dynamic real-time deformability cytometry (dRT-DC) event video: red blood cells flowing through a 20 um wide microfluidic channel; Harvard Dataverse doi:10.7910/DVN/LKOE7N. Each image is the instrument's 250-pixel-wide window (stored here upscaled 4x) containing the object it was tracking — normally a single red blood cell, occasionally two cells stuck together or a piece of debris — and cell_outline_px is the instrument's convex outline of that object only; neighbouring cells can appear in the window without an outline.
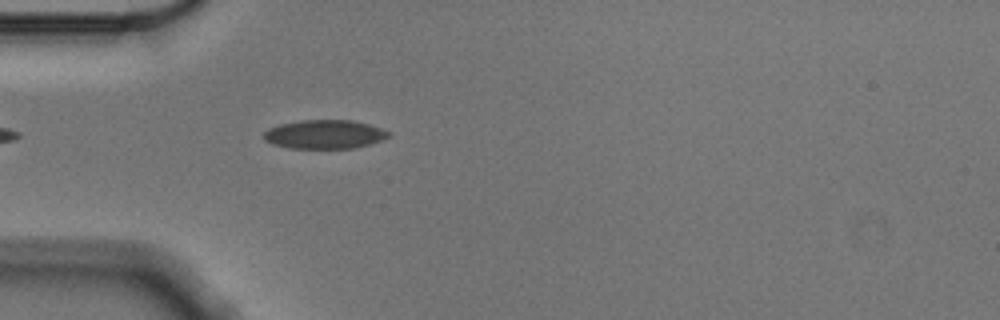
{"species": "Egyptian fruit bat (a non-hibernating species)", "species_latin": "Rousettus aegyptiacus", "temperature_condition": "cold", "stored_images_in_passage": 42, "camera_frame_rate_fps": 3000, "um_per_image_px": 0.085, "animal": {"sex": "male"}, "frame": {"image": 1, "passage_image": 2, "time_ms": 0.333, "image_size_px": [1000, 320], "cell_outline_px": [[392, 136], [368, 144], [352, 148], [288, 148], [272, 144], [264, 140], [264, 132], [268, 128], [280, 124], [300, 120], [352, 120], [368, 124], [392, 132]], "centroid_in_image_um": [27.58, 11.41], "position_along_channel_um": 57.4, "area_um2": 20.98}}
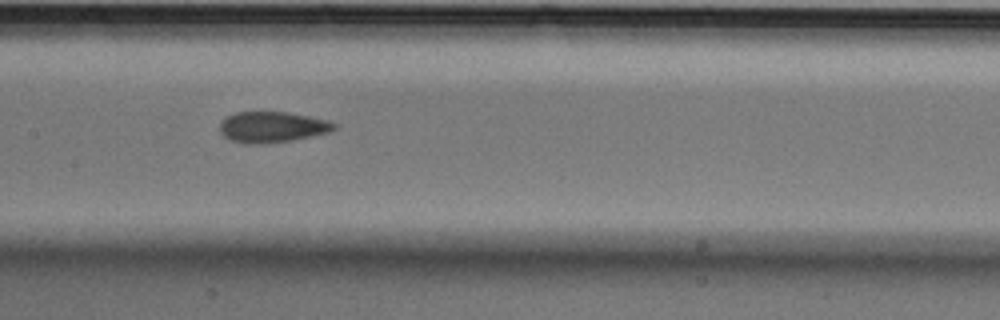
{"frame": {"image": 2, "passage_image": 13, "time_ms": 4.0, "image_size_px": [1000, 320], "cell_outline_px": [[336, 128], [328, 132], [292, 140], [268, 144], [244, 144], [232, 140], [224, 136], [220, 132], [220, 124], [228, 116], [236, 112], [288, 112], [328, 120], [336, 124]], "centroid_in_image_um": [23.13, 10.81], "position_along_channel_um": 184.3, "area_um2": 20.46}}
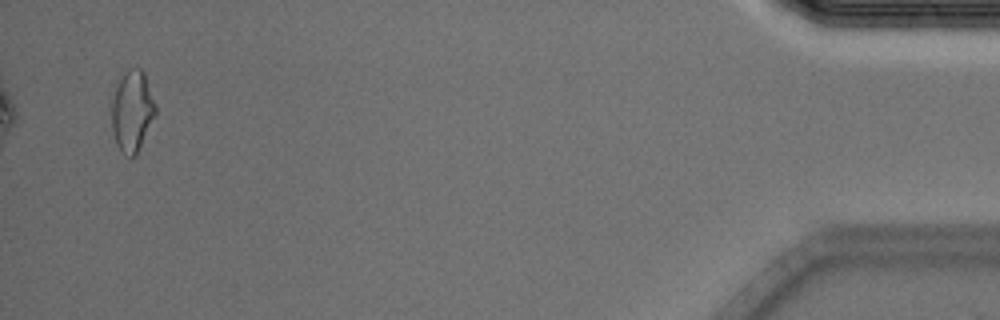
{"frame": {"image": 3, "passage_image": 40, "time_ms": 13.0, "image_size_px": [1000, 320], "cell_outline_px": [[156, 116], [136, 156], [124, 156], [120, 152], [116, 144], [112, 128], [112, 100], [116, 88], [120, 80], [128, 68], [140, 68], [144, 72], [156, 104]], "centroid_in_image_um": [11.26, 9.49], "position_along_channel_um": 423.9, "area_um2": 20.87}, "authors_computed_cell_mechanics": {"area_um2": 20.6057, "velocity_mm_per_s": 3.5593, "shape_relaxation_time_tau1_ms": 6.0597, "shape_relaxation_time_tau2_ms": 3.3939, "deformation_change_tau1": 0.1207, "deformation_change_tau2": 0.0895}}